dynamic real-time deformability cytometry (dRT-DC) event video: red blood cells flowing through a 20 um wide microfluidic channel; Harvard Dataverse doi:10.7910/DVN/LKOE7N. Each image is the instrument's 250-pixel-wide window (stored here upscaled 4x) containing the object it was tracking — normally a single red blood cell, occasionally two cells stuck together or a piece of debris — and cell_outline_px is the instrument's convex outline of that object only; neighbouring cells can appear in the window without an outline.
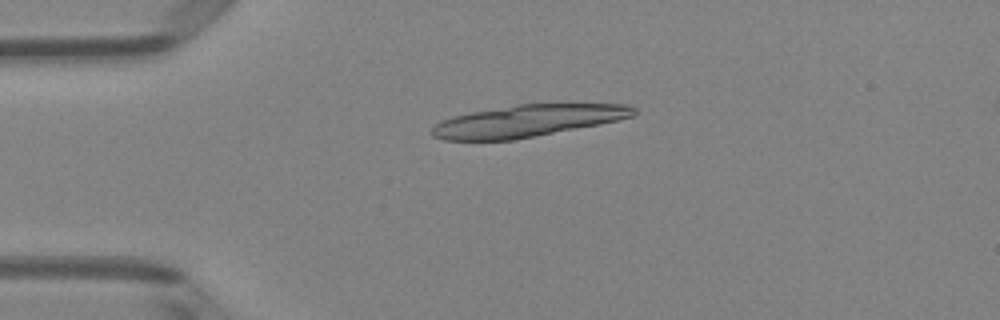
{"species": "Egyptian fruit bat (a non-hibernating species)", "species_latin": "Rousettus aegyptiacus", "temperature_condition": "room temperature", "stored_images_in_passage": 6, "camera_frame_rate_fps": 3000, "um_per_image_px": 0.085, "animal": {"sex": "female"}, "frame": {"image": 1, "passage_image": 4, "time_ms": 1.0, "image_size_px": [1000, 320], "cell_outline_px": [[636, 112], [632, 116], [620, 120], [600, 124], [512, 140], [444, 140], [432, 136], [432, 128], [440, 120], [452, 116], [472, 112], [516, 104], [632, 104], [636, 108]], "centroid_in_image_um": [44.85, 10.27], "position_along_channel_um": 40.2, "area_um2": 37.4}}